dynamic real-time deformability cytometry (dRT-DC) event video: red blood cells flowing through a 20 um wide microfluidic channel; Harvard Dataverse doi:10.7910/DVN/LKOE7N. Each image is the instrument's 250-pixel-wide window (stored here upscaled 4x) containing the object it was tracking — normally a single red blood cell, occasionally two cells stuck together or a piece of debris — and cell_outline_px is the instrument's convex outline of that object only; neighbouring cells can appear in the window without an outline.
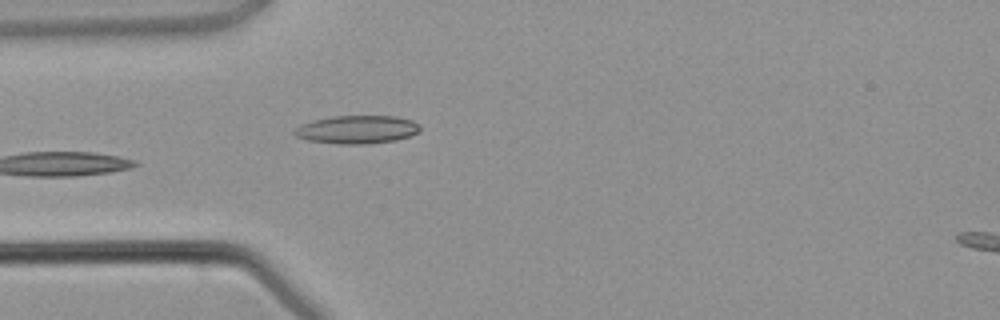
{"species": "common noctule bat (a hibernating species)", "species_latin": "Nyctalus noctula", "temperature_condition": "warm", "stored_images_in_passage": 4, "camera_frame_rate_fps": 3000, "um_per_image_px": 0.085, "animal": {"sex": "male", "body_mass_g": 21.5, "forearm_length_mm": 52.0}, "frame": {"image": 1, "passage_image": 3, "time_ms": 3.333, "image_size_px": [1000, 320], "cell_outline_px": [[420, 132], [396, 140], [364, 144], [336, 144], [308, 140], [296, 136], [292, 132], [300, 124], [312, 120], [332, 116], [396, 116], [412, 120], [420, 124]], "centroid_in_image_um": [30.34, 11.0], "position_along_channel_um": 54.7, "area_um2": 20.75}}